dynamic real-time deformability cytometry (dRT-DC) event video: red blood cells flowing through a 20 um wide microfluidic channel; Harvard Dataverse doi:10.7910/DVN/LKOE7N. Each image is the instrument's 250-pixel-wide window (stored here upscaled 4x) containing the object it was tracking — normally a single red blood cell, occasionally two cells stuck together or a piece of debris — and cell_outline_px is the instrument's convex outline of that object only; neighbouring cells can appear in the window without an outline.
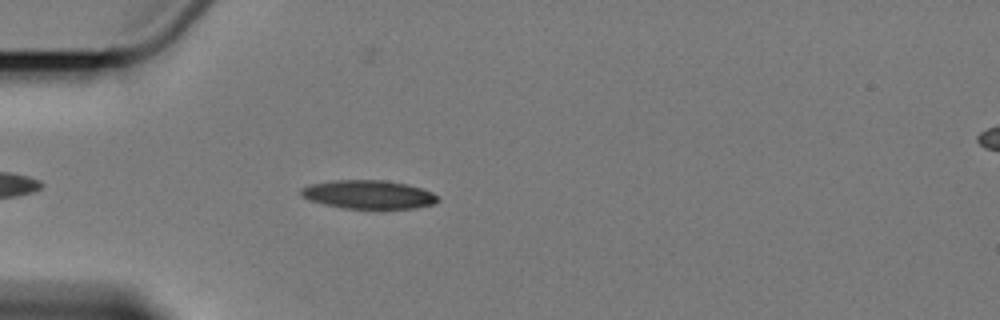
{"species": "Egyptian fruit bat (a non-hibernating species)", "species_latin": "Rousettus aegyptiacus", "temperature_condition": "cold", "stored_images_in_passage": 6, "camera_frame_rate_fps": 3000, "um_per_image_px": 0.085, "animal": {"sex": "female"}, "frame": {"image": 1, "passage_image": 5, "time_ms": 5.667, "image_size_px": [1000, 320], "cell_outline_px": [[440, 200], [432, 204], [416, 208], [344, 208], [324, 204], [308, 200], [300, 196], [300, 188], [312, 184], [336, 180], [380, 180], [408, 184], [432, 192]], "centroid_in_image_um": [31.29, 16.53], "position_along_channel_um": 53.7, "area_um2": 22.6}}